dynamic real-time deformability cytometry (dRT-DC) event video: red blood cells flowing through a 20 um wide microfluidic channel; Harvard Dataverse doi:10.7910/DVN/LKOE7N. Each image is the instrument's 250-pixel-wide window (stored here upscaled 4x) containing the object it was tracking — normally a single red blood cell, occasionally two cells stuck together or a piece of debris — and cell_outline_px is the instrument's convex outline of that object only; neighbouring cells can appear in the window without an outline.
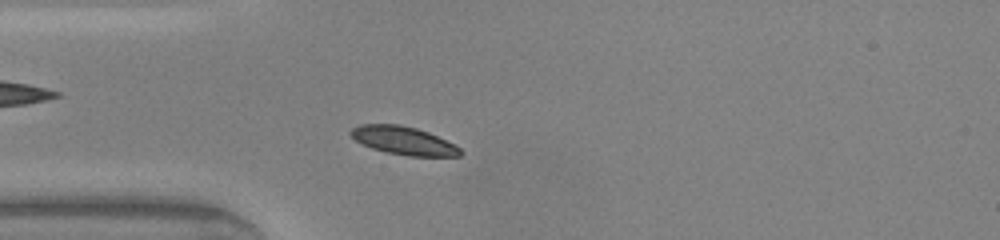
{"species": "common noctule bat (a hibernating species)", "species_latin": "Nyctalus noctula", "temperature_condition": "warm", "stored_images_in_passage": 41, "camera_frame_rate_fps": 3000, "um_per_image_px": 0.085, "animal": {"sex": "male", "body_mass_g": 20.0, "forearm_length_mm": 53.3}, "frame": {"image": 1, "passage_image": 6, "time_ms": 1.667, "image_size_px": [1000, 240], "cell_outline_px": [[464, 152], [460, 156], [408, 156], [388, 152], [372, 148], [356, 140], [348, 132], [352, 128], [360, 124], [400, 124], [416, 128], [428, 132], [460, 148]], "centroid_in_image_um": [34.29, 11.94], "position_along_channel_um": 50.7, "area_um2": 17.74}}
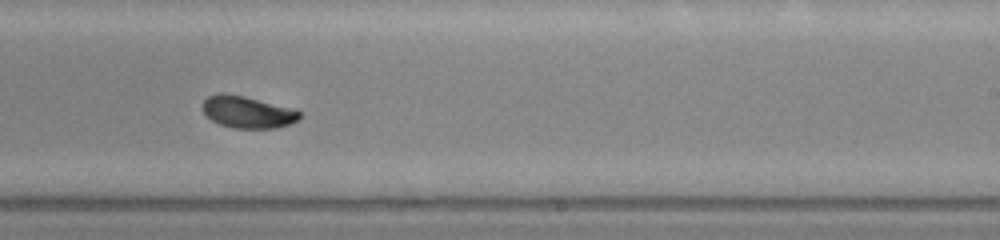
{"frame": {"image": 2, "passage_image": 22, "time_ms": 7.0, "image_size_px": [1000, 240], "cell_outline_px": [[300, 116], [296, 120], [288, 124], [272, 128], [232, 128], [220, 124], [212, 120], [204, 112], [204, 100], [208, 96], [220, 92], [224, 92], [244, 96], [292, 108], [300, 112]], "centroid_in_image_um": [21.01, 9.51], "position_along_channel_um": 268.0, "area_um2": 17.74}}
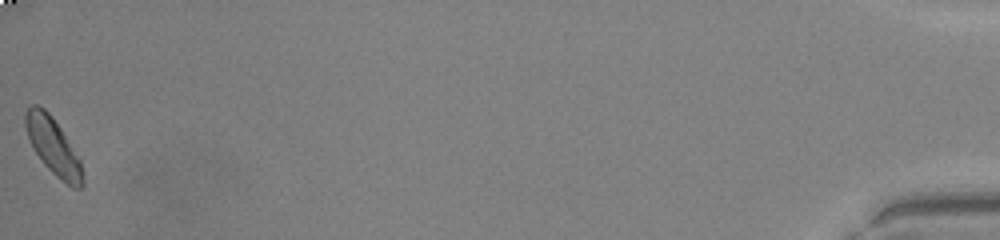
{"frame": {"image": 3, "passage_image": 41, "time_ms": 13.333, "image_size_px": [1000, 240], "cell_outline_px": [[84, 184], [80, 188], [72, 188], [56, 176], [44, 164], [32, 148], [24, 124], [24, 112], [32, 104], [36, 104], [44, 108], [52, 116], [60, 128], [80, 160], [84, 176]], "centroid_in_image_um": [4.5, 12.44], "position_along_channel_um": 430.7, "area_um2": 18.84}, "authors_computed_cell_mechanics": {"area_um2": 17.9758, "velocity_mm_per_s": 4.2222, "shape_relaxation_time_tau1_ms": 1.9219, "shape_relaxation_time_tau2_ms": 1.4246, "deformation_change_tau1": 0.1335, "deformation_change_tau2": 0.0295}}